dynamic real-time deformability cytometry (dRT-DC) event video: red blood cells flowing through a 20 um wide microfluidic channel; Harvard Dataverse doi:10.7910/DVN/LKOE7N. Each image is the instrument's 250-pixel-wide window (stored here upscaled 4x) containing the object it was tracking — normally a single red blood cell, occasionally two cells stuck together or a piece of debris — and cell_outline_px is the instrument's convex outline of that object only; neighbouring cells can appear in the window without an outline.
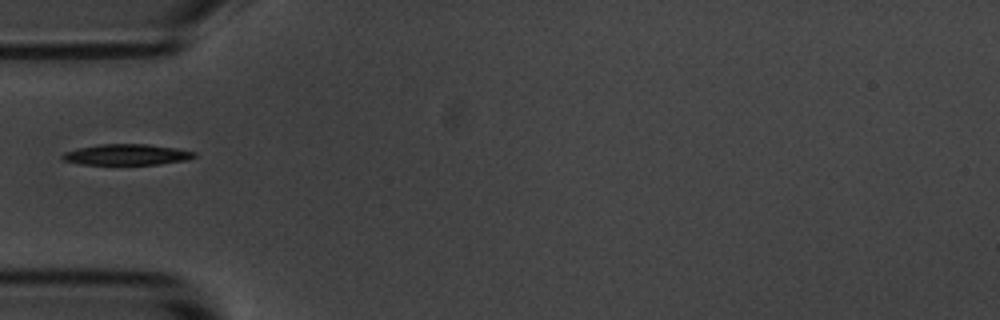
{"species": "common noctule bat (a hibernating species)", "species_latin": "Nyctalus noctula", "temperature_condition": "room temperature", "stored_images_in_passage": 13, "camera_frame_rate_fps": 3000, "um_per_image_px": 0.085, "animal": {"sex": "male", "body_mass_g": 20.1, "forearm_length_mm": 53.5}, "frame": {"image": 1, "passage_image": 1, "time_ms": 0.0, "image_size_px": [1000, 320], "cell_outline_px": [[196, 156], [188, 160], [160, 164], [80, 164], [64, 160], [60, 156], [64, 152], [76, 148], [100, 144], [148, 144], [176, 148], [196, 152]], "centroid_in_image_um": [10.78, 13.13], "position_along_channel_um": 74.2, "area_um2": 16.07}}
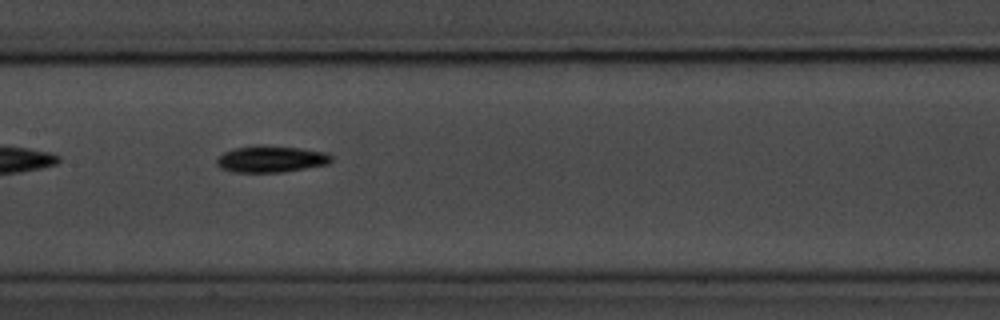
{"frame": {"image": 2, "passage_image": 10, "time_ms": 3.0, "image_size_px": [1000, 320], "cell_outline_px": [[332, 160], [328, 164], [284, 172], [232, 172], [220, 168], [216, 164], [216, 160], [224, 152], [236, 148], [256, 144], [300, 148], [324, 152], [332, 156]], "centroid_in_image_um": [23.02, 13.52], "position_along_channel_um": 184.4, "area_um2": 17.8}}